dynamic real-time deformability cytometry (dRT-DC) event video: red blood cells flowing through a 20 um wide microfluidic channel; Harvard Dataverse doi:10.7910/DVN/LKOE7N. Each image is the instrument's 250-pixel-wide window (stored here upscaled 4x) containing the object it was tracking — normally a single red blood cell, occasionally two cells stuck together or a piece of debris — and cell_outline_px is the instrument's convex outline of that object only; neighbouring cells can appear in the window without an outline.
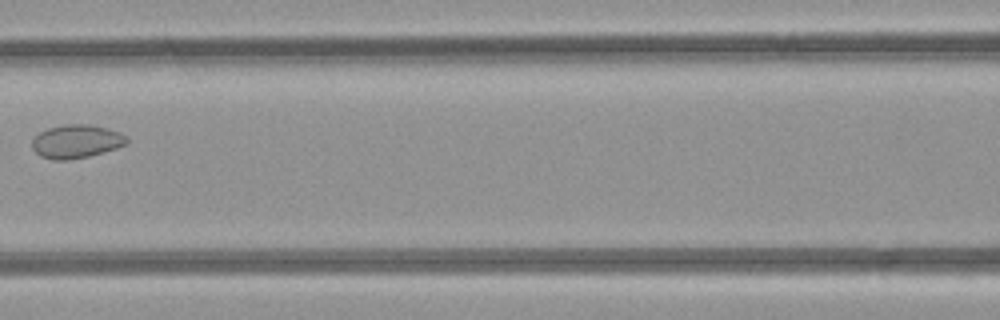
{"species": "common noctule bat (a hibernating species)", "species_latin": "Nyctalus noctula", "temperature_condition": "room temperature", "stored_images_in_passage": 3, "camera_frame_rate_fps": 3000, "um_per_image_px": 0.085, "animal": {"sex": "female", "body_mass_g": 21.9}, "frame": {"image": 1, "passage_image": 3, "time_ms": 2.333, "image_size_px": [1000, 320], "cell_outline_px": [[128, 144], [116, 148], [88, 156], [68, 160], [56, 160], [40, 156], [32, 148], [32, 140], [40, 132], [48, 128], [64, 124], [88, 124], [108, 128], [120, 132], [128, 136]], "centroid_in_image_um": [6.51, 12.01], "position_along_channel_um": 160.1, "area_um2": 18.5}}